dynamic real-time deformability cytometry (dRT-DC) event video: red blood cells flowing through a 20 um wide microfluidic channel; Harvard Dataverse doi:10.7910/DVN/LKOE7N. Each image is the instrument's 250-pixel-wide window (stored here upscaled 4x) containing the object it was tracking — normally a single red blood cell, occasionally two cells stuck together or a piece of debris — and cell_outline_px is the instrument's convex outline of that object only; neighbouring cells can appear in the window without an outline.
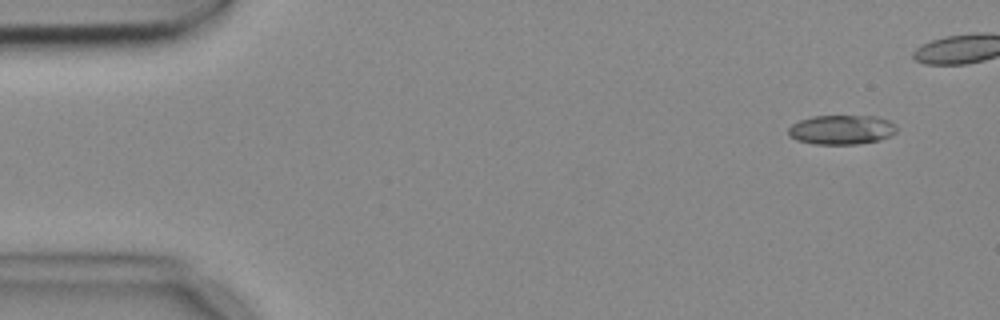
{"species": "common noctule bat (a hibernating species)", "species_latin": "Nyctalus noctula", "temperature_condition": "cold", "stored_images_in_passage": 7, "camera_frame_rate_fps": 3000, "um_per_image_px": 0.085, "animal": {"sex": "female", "body_mass_g": 18.4}, "frame": {"image": 1, "passage_image": 1, "time_ms": 0.0, "image_size_px": [1000, 320], "cell_outline_px": [[896, 132], [892, 136], [880, 140], [856, 144], [812, 144], [796, 140], [788, 136], [788, 128], [792, 124], [800, 120], [812, 116], [876, 116], [888, 120], [896, 124]], "centroid_in_image_um": [71.53, 11.03], "position_along_channel_um": 13.5, "area_um2": 18.79}}
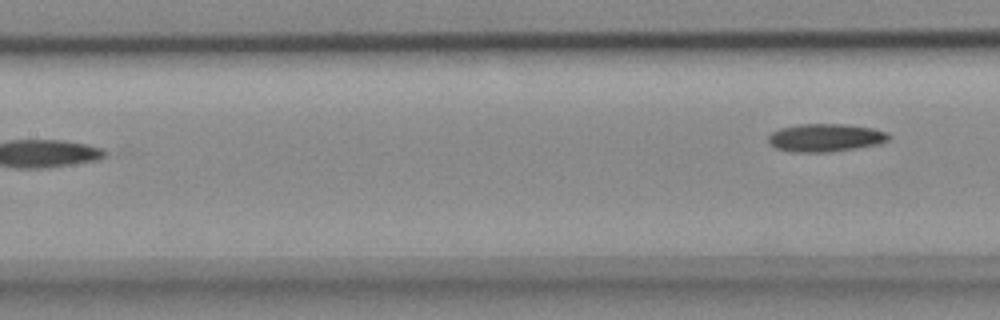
{"frame": {"image": 2, "passage_image": 7, "time_ms": 2.0, "image_size_px": [1000, 320], "cell_outline_px": [[892, 136], [888, 140], [880, 144], [832, 152], [796, 152], [776, 148], [768, 140], [768, 136], [772, 132], [780, 128], [800, 124], [844, 124], [872, 128], [888, 132]], "centroid_in_image_um": [70.21, 11.7], "position_along_channel_um": 137.2, "area_um2": 19.65}}